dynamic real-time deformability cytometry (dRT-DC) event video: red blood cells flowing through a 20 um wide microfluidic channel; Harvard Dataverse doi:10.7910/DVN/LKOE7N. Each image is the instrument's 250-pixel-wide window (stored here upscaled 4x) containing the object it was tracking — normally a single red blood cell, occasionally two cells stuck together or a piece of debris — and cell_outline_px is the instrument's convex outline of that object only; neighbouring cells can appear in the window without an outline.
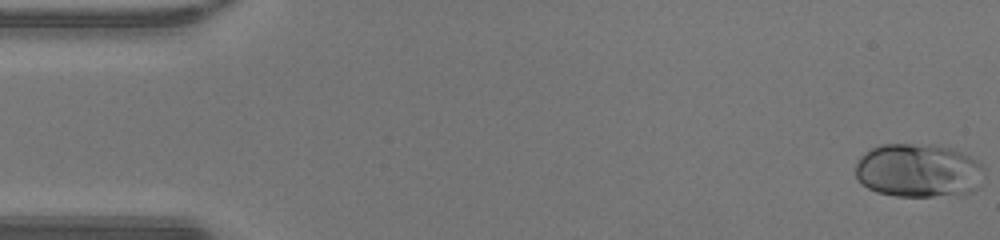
{"species": "human", "species_latin": "Homo sapiens", "temperature_condition": "warm", "stored_images_in_passage": 48, "camera_frame_rate_fps": 3000, "um_per_image_px": 0.085, "donor": {"sex": "male"}, "frame": {"image": 1, "passage_image": 1, "time_ms": 0.0, "image_size_px": [1000, 240], "cell_outline_px": [[984, 176], [976, 188], [972, 192], [932, 196], [896, 196], [876, 192], [868, 188], [856, 176], [856, 160], [864, 152], [880, 144], [932, 144], [952, 148], [968, 156], [980, 164], [984, 168]], "centroid_in_image_um": [78.04, 14.48], "position_along_channel_um": 7.0, "area_um2": 40.29}}
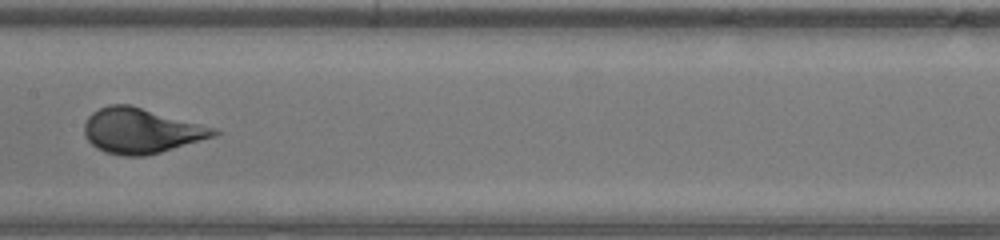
{"frame": {"image": 2, "passage_image": 24, "time_ms": 7.667, "image_size_px": [1000, 240], "cell_outline_px": [[220, 132], [216, 136], [160, 152], [144, 156], [120, 156], [104, 152], [96, 148], [84, 136], [84, 124], [88, 116], [92, 112], [108, 104], [128, 104], [216, 128]], "centroid_in_image_um": [11.96, 11.12], "position_along_channel_um": 195.4, "area_um2": 33.99}}
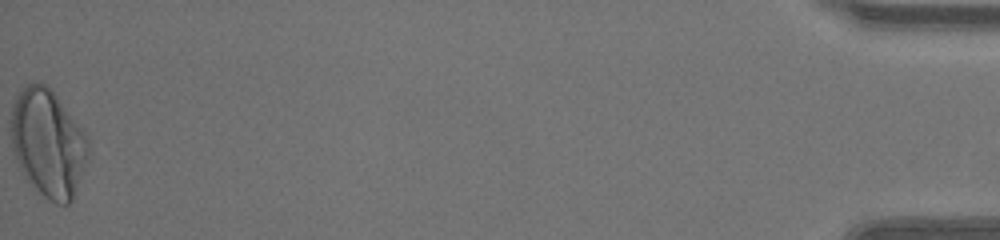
{"frame": {"image": 3, "passage_image": 48, "time_ms": 15.667, "image_size_px": [1000, 240], "cell_outline_px": [[92, 152], [72, 200], [68, 204], [56, 204], [44, 196], [24, 176], [20, 168], [12, 144], [12, 104], [20, 92], [32, 80], [44, 84], [56, 96], [88, 136]], "centroid_in_image_um": [4.14, 12.18], "position_along_channel_um": 431.1, "area_um2": 48.15}, "authors_computed_cell_mechanics": {"area_um2": 35.3447, "velocity_mm_per_s": 4.3306, "shape_relaxation_time_tau1_ms": 3.513, "shape_relaxation_time_tau2_ms": null, "deformation_change_tau1": 0.1897, "deformation_change_tau2": null}}